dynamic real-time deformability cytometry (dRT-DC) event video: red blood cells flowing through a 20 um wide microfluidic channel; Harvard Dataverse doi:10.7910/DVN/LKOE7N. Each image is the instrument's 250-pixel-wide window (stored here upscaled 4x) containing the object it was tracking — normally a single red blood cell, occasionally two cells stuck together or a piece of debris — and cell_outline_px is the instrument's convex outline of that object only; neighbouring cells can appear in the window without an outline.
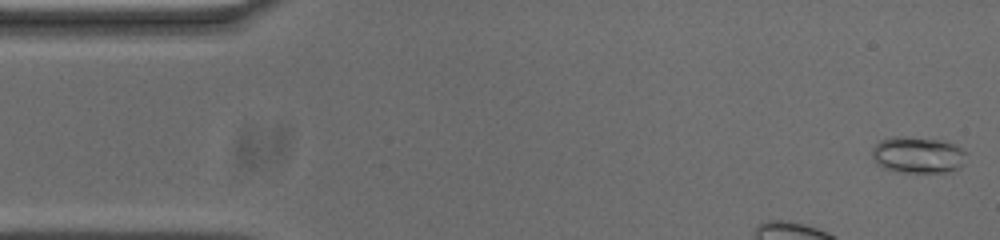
{"species": "common noctule bat (a hibernating species)", "species_latin": "Nyctalus noctula", "temperature_condition": "cold", "stored_images_in_passage": 40, "camera_frame_rate_fps": 3000, "um_per_image_px": 0.085, "animal": {"sex": "male", "body_mass_g": 20.0, "forearm_length_mm": 53.3}, "frame": {"image": 1, "passage_image": 1, "time_ms": 0.0, "image_size_px": [1000, 240], "cell_outline_px": [[968, 152], [964, 164], [960, 168], [948, 172], [900, 172], [884, 168], [876, 164], [872, 156], [872, 148], [880, 140], [892, 136], [904, 136], [944, 140], [956, 144]], "centroid_in_image_um": [78.06, 13.16], "position_along_channel_um": 6.9, "area_um2": 20.52}}
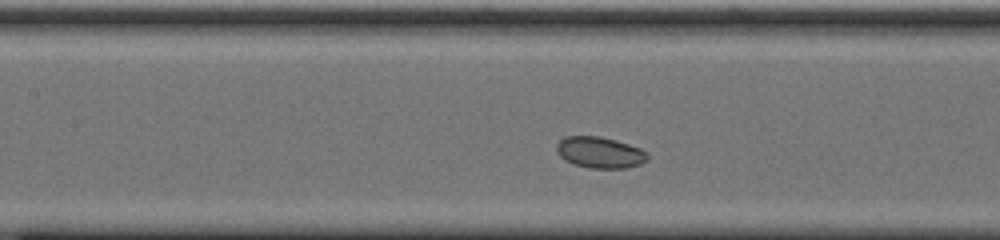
{"frame": {"image": 2, "passage_image": 19, "time_ms": 6.0, "image_size_px": [1000, 240], "cell_outline_px": [[648, 160], [640, 164], [628, 168], [588, 168], [572, 164], [564, 160], [560, 156], [556, 148], [556, 144], [564, 136], [600, 136], [616, 140], [640, 148], [648, 152]], "centroid_in_image_um": [50.99, 12.96], "position_along_channel_um": 156.4, "area_um2": 16.76}}
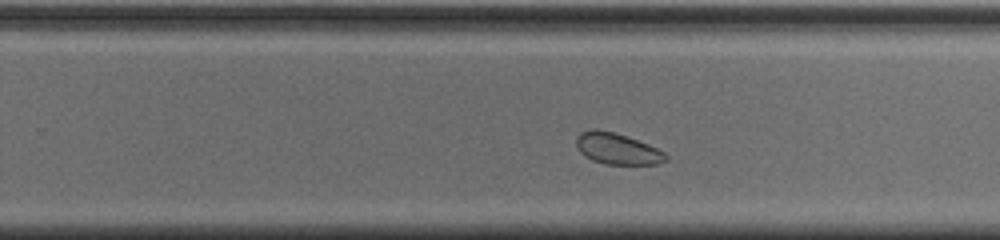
{"frame": {"image": 3, "passage_image": 29, "time_ms": 9.333, "image_size_px": [1000, 240], "cell_outline_px": [[668, 160], [656, 164], [604, 164], [592, 160], [584, 156], [580, 152], [576, 144], [576, 136], [580, 132], [596, 128], [612, 132], [648, 144], [664, 152], [668, 156]], "centroid_in_image_um": [52.44, 12.65], "position_along_channel_um": 277.4, "area_um2": 16.18}, "authors_computed_cell_mechanics": {"area_um2": 16.8487, "velocity_mm_per_s": 3.6381, "shape_relaxation_time_tau1_ms": 4.0042, "shape_relaxation_time_tau2_ms": null, "deformation_change_tau1": 0.0629, "deformation_change_tau2": null}}